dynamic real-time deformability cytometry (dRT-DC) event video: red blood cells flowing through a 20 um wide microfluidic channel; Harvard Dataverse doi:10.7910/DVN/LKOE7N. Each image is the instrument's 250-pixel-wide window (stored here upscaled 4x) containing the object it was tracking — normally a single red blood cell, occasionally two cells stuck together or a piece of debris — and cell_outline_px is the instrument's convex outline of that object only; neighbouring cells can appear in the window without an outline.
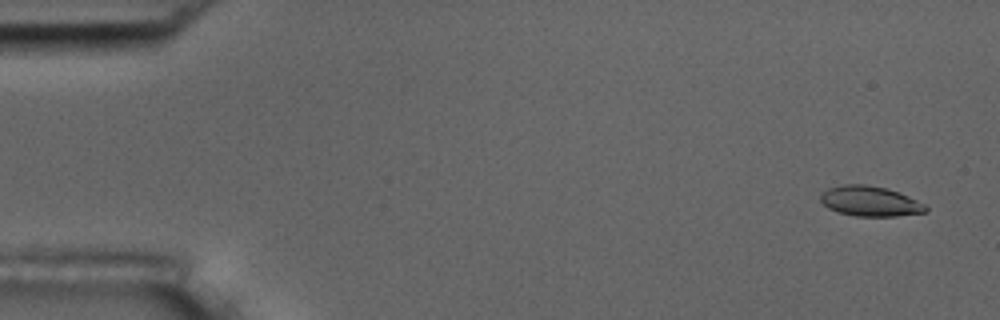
{"species": "common noctule bat (a hibernating species)", "species_latin": "Nyctalus noctula", "temperature_condition": "room temperature", "stored_images_in_passage": 5, "camera_frame_rate_fps": 3000, "um_per_image_px": 0.085, "animal": {"sex": "male", "body_mass_g": 17.5, "forearm_length_mm": 52.3}, "frame": {"image": 1, "passage_image": 1, "time_ms": 0.0, "image_size_px": [1000, 320], "cell_outline_px": [[928, 212], [896, 216], [856, 216], [836, 212], [828, 208], [820, 200], [820, 196], [828, 188], [844, 184], [864, 184], [884, 188], [908, 196], [924, 204], [928, 208]], "centroid_in_image_um": [73.94, 17.11], "position_along_channel_um": 11.1, "area_um2": 18.32}}
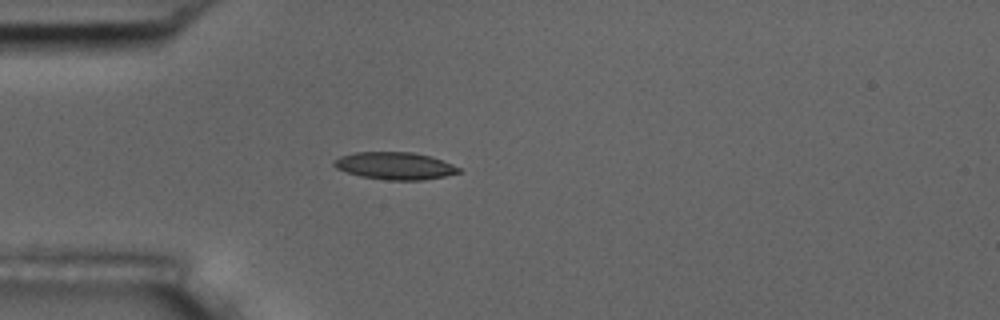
{"frame": {"image": 2, "passage_image": 4, "time_ms": 4.333, "image_size_px": [1000, 320], "cell_outline_px": [[460, 172], [444, 176], [424, 180], [388, 180], [360, 176], [336, 168], [332, 164], [332, 160], [340, 156], [356, 152], [412, 152], [432, 156], [452, 164], [460, 168]], "centroid_in_image_um": [33.55, 14.09], "position_along_channel_um": 51.5, "area_um2": 19.88}}